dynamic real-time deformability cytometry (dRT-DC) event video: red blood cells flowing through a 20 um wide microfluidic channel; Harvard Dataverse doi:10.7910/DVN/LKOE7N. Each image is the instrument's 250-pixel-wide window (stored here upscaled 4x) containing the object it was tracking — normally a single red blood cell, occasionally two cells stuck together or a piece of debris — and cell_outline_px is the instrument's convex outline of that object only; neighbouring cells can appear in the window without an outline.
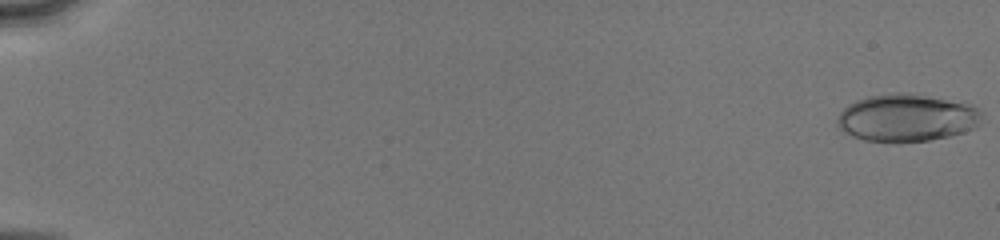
{"species": "human", "species_latin": "Homo sapiens", "temperature_condition": "cold", "stored_images_in_passage": 52, "camera_frame_rate_fps": 3000, "um_per_image_px": 0.085, "donor": {"sex": "male"}, "frame": {"image": 1, "passage_image": 1, "time_ms": 0.0, "image_size_px": [1000, 240], "cell_outline_px": [[984, 112], [976, 128], [964, 132], [948, 136], [928, 140], [900, 144], [892, 144], [864, 140], [852, 136], [844, 132], [836, 124], [836, 120], [840, 112], [848, 104], [856, 100], [868, 96], [900, 92], [972, 104]], "centroid_in_image_um": [77.06, 10.05], "position_along_channel_um": 7.9, "area_um2": 40.46}}
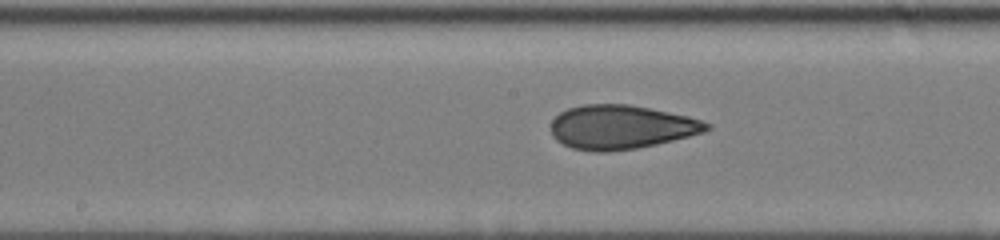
{"frame": {"image": 2, "passage_image": 29, "time_ms": 9.333, "image_size_px": [1000, 240], "cell_outline_px": [[712, 128], [704, 132], [656, 144], [636, 148], [608, 152], [596, 152], [572, 148], [556, 140], [552, 136], [552, 120], [560, 112], [568, 108], [584, 104], [628, 104], [688, 116], [712, 124]], "centroid_in_image_um": [52.78, 10.8], "position_along_channel_um": 195.4, "area_um2": 39.77}}
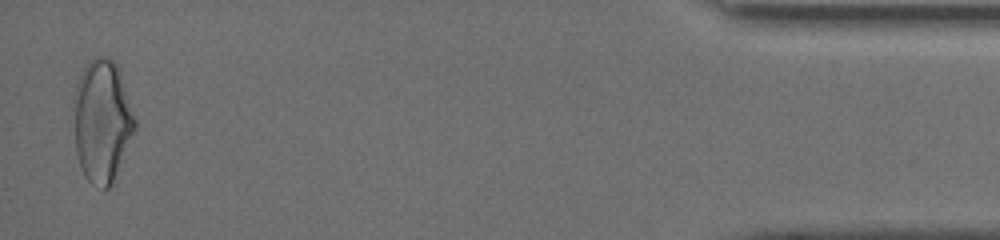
{"frame": {"image": 3, "passage_image": 51, "time_ms": 16.667, "image_size_px": [1000, 240], "cell_outline_px": [[136, 128], [112, 184], [108, 188], [104, 188], [92, 184], [84, 176], [76, 152], [72, 108], [76, 84], [80, 72], [88, 60], [92, 56], [108, 56], [116, 64], [136, 120]], "centroid_in_image_um": [8.64, 10.25], "position_along_channel_um": 426.6, "area_um2": 43.87}, "authors_computed_cell_mechanics": {"area_um2": 39.2462, "velocity_mm_per_s": 4.1363, "shape_relaxation_time_tau1_ms": 3.9161, "shape_relaxation_time_tau2_ms": 1.3832, "deformation_change_tau1": 0.1606, "deformation_change_tau2": 0.0893}}